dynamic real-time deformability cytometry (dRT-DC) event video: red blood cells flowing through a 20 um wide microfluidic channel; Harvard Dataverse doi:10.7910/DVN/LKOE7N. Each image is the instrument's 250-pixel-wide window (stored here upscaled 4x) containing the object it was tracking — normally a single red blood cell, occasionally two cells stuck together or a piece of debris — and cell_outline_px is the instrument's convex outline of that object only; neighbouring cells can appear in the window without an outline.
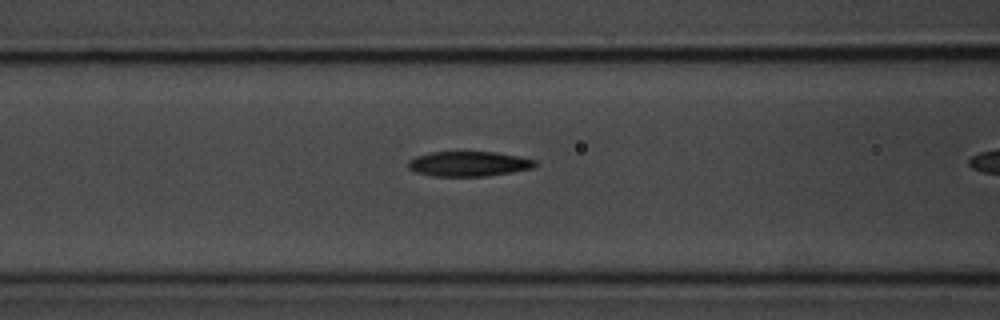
{"species": "common noctule bat (a hibernating species)", "species_latin": "Nyctalus noctula", "temperature_condition": "room temperature", "stored_images_in_passage": 11, "camera_frame_rate_fps": 3000, "um_per_image_px": 0.085, "animal": {"sex": "male", "body_mass_g": 20.1, "forearm_length_mm": 53.5}, "frame": {"image": 1, "passage_image": 7, "time_ms": 2.0, "image_size_px": [1000, 320], "cell_outline_px": [[536, 164], [532, 168], [512, 172], [488, 176], [432, 176], [416, 172], [408, 168], [408, 160], [416, 156], [432, 152], [496, 152], [520, 156], [536, 160]], "centroid_in_image_um": [39.84, 13.92], "position_along_channel_um": 126.8, "area_um2": 18.5}}
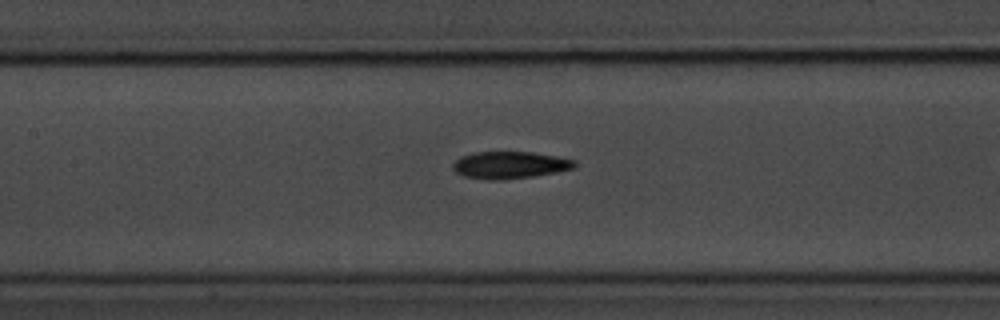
{"frame": {"image": 2, "passage_image": 10, "time_ms": 3.0, "image_size_px": [1000, 320], "cell_outline_px": [[576, 168], [556, 172], [532, 176], [500, 180], [488, 180], [464, 176], [456, 172], [452, 168], [452, 164], [460, 156], [476, 152], [532, 152], [556, 156], [576, 160]], "centroid_in_image_um": [43.33, 14.02], "position_along_channel_um": 164.1, "area_um2": 19.25}}